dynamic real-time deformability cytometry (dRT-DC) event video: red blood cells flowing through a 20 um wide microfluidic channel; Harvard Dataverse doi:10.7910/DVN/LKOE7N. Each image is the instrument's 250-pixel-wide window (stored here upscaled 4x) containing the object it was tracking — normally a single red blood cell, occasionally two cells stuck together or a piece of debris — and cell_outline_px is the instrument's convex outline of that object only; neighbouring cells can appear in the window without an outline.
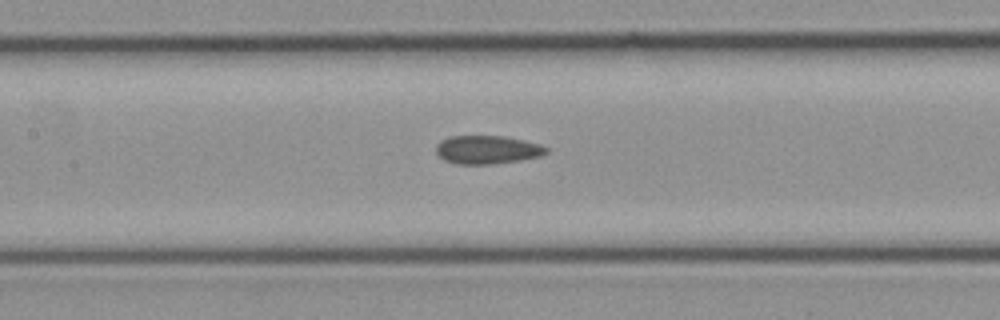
{"species": "common noctule bat (a hibernating species)", "species_latin": "Nyctalus noctula", "temperature_condition": "cold", "stored_images_in_passage": 18, "camera_frame_rate_fps": 3000, "um_per_image_px": 0.085, "animal": {"sex": "female", "body_mass_g": 21.9}, "frame": {"image": 1, "passage_image": 13, "time_ms": 4.0, "image_size_px": [1000, 320], "cell_outline_px": [[548, 152], [540, 156], [520, 160], [492, 164], [456, 164], [444, 160], [436, 152], [436, 144], [440, 140], [448, 136], [504, 136], [524, 140], [540, 144], [548, 148]], "centroid_in_image_um": [41.4, 12.72], "position_along_channel_um": 166.0, "area_um2": 18.32}}
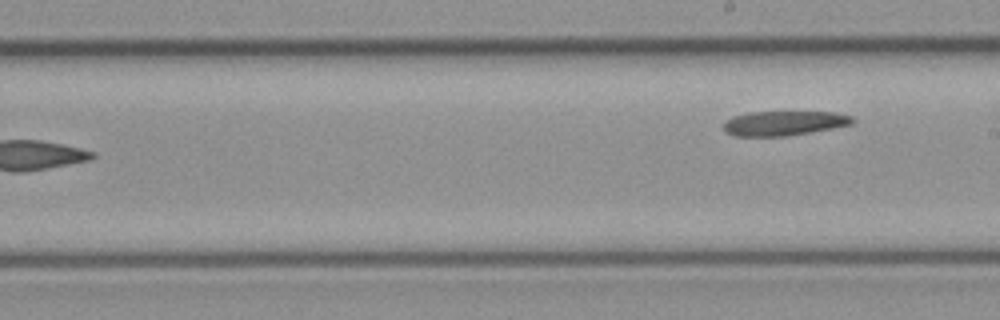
{"frame": {"image": 2, "passage_image": 18, "time_ms": 5.667, "image_size_px": [1000, 320], "cell_outline_px": [[856, 120], [852, 124], [812, 132], [784, 136], [736, 136], [724, 132], [724, 120], [732, 116], [748, 112], [836, 112], [852, 116]], "centroid_in_image_um": [66.62, 10.47], "position_along_channel_um": 222.4, "area_um2": 18.61}}